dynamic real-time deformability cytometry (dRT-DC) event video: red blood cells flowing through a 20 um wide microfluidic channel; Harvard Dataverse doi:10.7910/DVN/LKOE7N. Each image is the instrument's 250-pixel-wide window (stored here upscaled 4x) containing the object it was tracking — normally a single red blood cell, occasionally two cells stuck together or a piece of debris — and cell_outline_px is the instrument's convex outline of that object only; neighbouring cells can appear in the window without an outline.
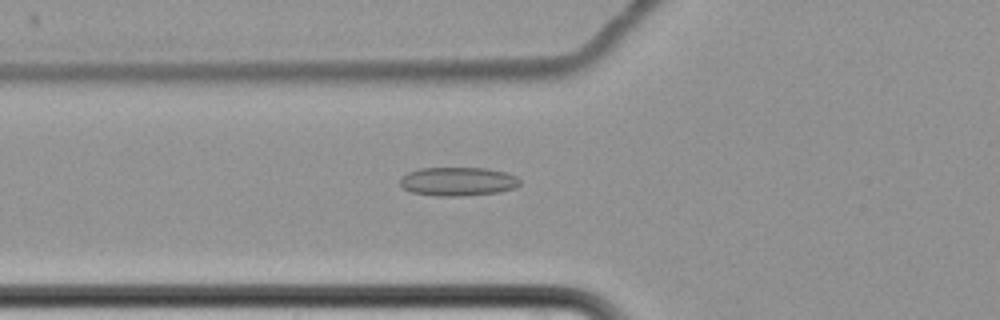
{"species": "common noctule bat (a hibernating species)", "species_latin": "Nyctalus noctula", "temperature_condition": "cold", "stored_images_in_passage": 7, "camera_frame_rate_fps": 3000, "um_per_image_px": 0.085, "animal": {"sex": "female", "body_mass_g": 22.7, "forearm_length_mm": 54.2}, "frame": {"image": 1, "passage_image": 7, "time_ms": 8.0, "image_size_px": [1000, 320], "cell_outline_px": [[520, 184], [516, 188], [500, 192], [464, 196], [436, 196], [412, 192], [404, 188], [400, 184], [400, 180], [408, 172], [420, 168], [488, 168], [504, 172], [516, 176], [520, 180]], "centroid_in_image_um": [38.96, 15.43], "position_along_channel_um": 86.8, "area_um2": 20.11}}